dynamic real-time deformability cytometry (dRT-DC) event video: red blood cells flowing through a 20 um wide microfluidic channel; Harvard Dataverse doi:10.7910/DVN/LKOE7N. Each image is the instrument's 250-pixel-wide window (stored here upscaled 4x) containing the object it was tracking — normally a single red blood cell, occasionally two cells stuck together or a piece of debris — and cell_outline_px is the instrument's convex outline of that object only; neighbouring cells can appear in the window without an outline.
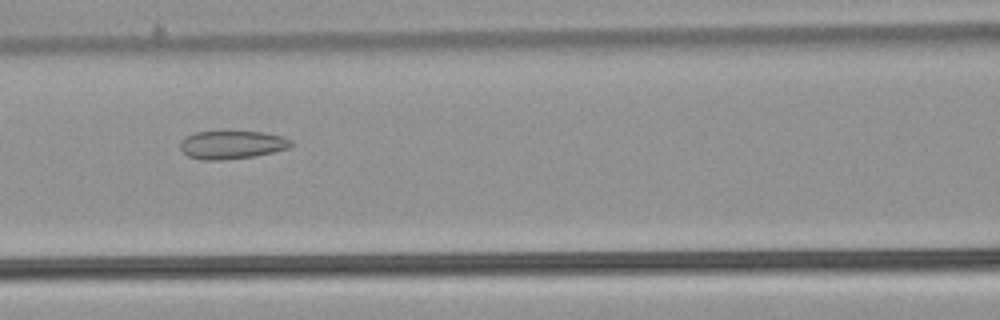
{"species": "common noctule bat (a hibernating species)", "species_latin": "Nyctalus noctula", "temperature_condition": "warm", "stored_images_in_passage": 49, "camera_frame_rate_fps": 3000, "um_per_image_px": 0.085, "animal": {"sex": "male", "body_mass_g": 21.5, "forearm_length_mm": 52.0}, "frame": {"image": 1, "passage_image": 20, "time_ms": 6.333, "image_size_px": [1000, 320], "cell_outline_px": [[292, 144], [288, 148], [272, 152], [252, 156], [220, 160], [200, 160], [188, 156], [180, 148], [180, 140], [184, 136], [196, 132], [264, 132], [284, 136], [292, 140]], "centroid_in_image_um": [19.69, 12.3], "position_along_channel_um": 146.9, "area_um2": 18.15}}
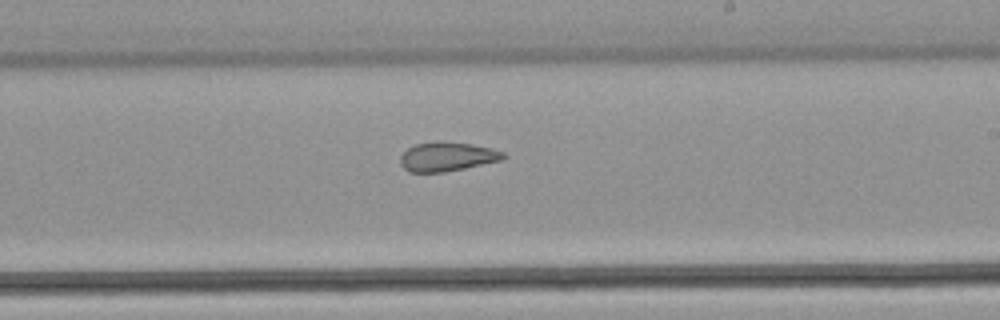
{"frame": {"image": 2, "passage_image": 28, "time_ms": 9.0, "image_size_px": [1000, 320], "cell_outline_px": [[508, 156], [504, 160], [444, 172], [408, 172], [400, 164], [400, 156], [408, 148], [416, 144], [436, 140], [472, 144], [492, 148], [504, 152]], "centroid_in_image_um": [38.03, 13.31], "position_along_channel_um": 251.0, "area_um2": 17.74}}
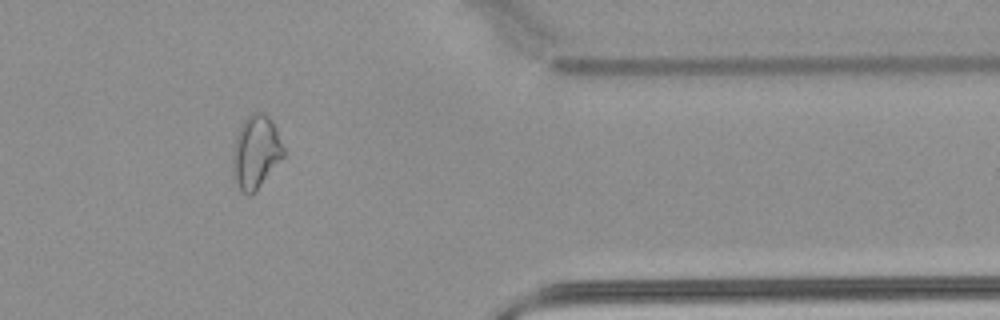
{"frame": {"image": 3, "passage_image": 40, "time_ms": 13.0, "image_size_px": [1000, 320], "cell_outline_px": [[284, 156], [256, 192], [248, 196], [240, 192], [232, 176], [232, 156], [236, 136], [244, 120], [252, 112], [264, 112], [272, 120], [276, 128], [284, 148]], "centroid_in_image_um": [21.73, 12.96], "position_along_channel_um": 389.7, "area_um2": 21.96}, "authors_computed_cell_mechanics": {"area_um2": 21.6172, "velocity_mm_per_s": 3.9192, "shape_relaxation_time_tau1_ms": null, "shape_relaxation_time_tau2_ms": 1.8291, "deformation_change_tau1": null, "deformation_change_tau2": 0.0897}}